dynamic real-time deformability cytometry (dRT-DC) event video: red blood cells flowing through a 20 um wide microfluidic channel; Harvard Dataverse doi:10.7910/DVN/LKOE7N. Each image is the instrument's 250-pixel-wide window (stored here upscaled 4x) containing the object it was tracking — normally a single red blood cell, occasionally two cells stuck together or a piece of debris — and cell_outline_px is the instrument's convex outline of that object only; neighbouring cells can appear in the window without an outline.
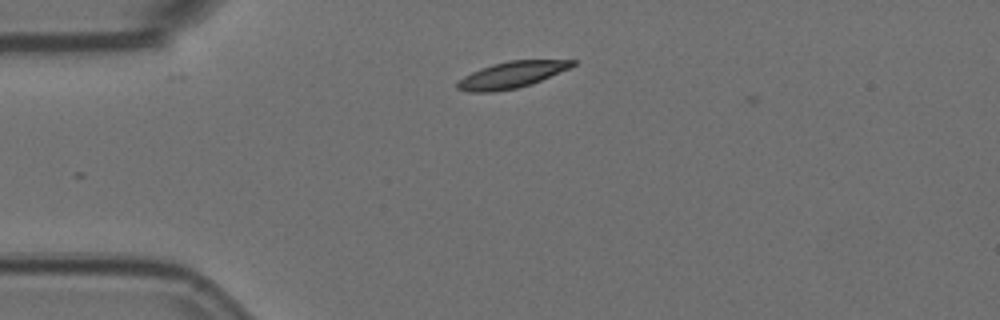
{"species": "Egyptian fruit bat (a non-hibernating species)", "species_latin": "Rousettus aegyptiacus", "temperature_condition": "room temperature", "stored_images_in_passage": 3, "camera_frame_rate_fps": 3000, "um_per_image_px": 0.085, "animal": {"sex": "female"}, "frame": {"image": 1, "passage_image": 1, "time_ms": 0.0, "image_size_px": [1000, 320], "cell_outline_px": [[576, 64], [568, 68], [532, 84], [516, 88], [496, 92], [468, 92], [456, 88], [456, 84], [464, 76], [480, 68], [492, 64], [508, 60], [576, 60]], "centroid_in_image_um": [43.45, 6.36], "position_along_channel_um": 41.6, "area_um2": 17.63}}